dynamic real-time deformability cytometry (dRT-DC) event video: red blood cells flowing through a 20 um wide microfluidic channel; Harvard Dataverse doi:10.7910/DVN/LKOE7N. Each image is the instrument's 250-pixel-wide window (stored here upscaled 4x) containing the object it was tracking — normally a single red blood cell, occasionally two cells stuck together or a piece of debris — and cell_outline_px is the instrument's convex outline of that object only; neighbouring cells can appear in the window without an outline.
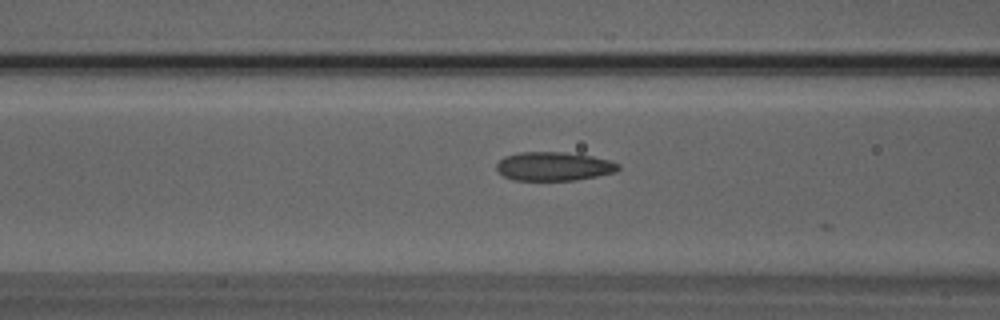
{"species": "Egyptian fruit bat (a non-hibernating species)", "species_latin": "Rousettus aegyptiacus", "temperature_condition": "room temperature", "stored_images_in_passage": 15, "camera_frame_rate_fps": 3000, "um_per_image_px": 0.085, "animal": {"sex": "male"}, "frame": {"image": 1, "passage_image": 10, "time_ms": 3.0, "image_size_px": [1000, 320], "cell_outline_px": [[620, 168], [616, 172], [576, 180], [512, 180], [504, 176], [496, 168], [496, 164], [504, 156], [520, 152], [564, 152], [592, 156], [608, 160], [620, 164]], "centroid_in_image_um": [47.07, 14.14], "position_along_channel_um": 119.5, "area_um2": 20.4}}